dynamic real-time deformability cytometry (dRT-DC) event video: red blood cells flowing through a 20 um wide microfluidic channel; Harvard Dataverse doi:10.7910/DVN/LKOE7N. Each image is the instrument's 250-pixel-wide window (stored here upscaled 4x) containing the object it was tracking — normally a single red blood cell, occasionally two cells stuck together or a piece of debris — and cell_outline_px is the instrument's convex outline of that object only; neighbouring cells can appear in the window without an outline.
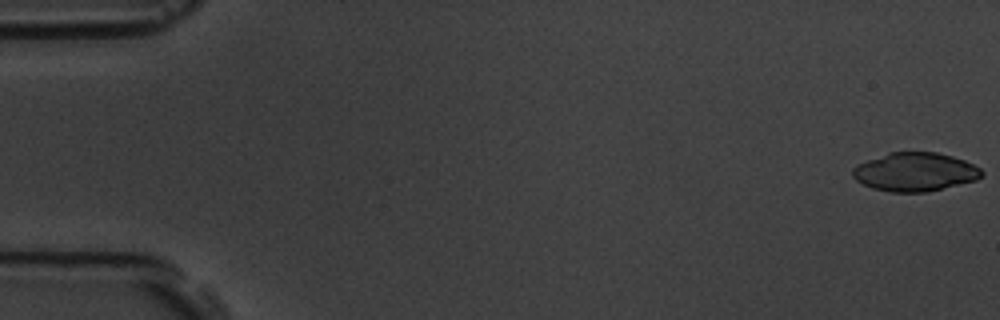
{"species": "common noctule bat (a hibernating species)", "species_latin": "Nyctalus noctula", "temperature_condition": "room temperature", "stored_images_in_passage": 52, "camera_frame_rate_fps": 3000, "um_per_image_px": 0.085, "animal": {"sex": "male", "body_mass_g": 19.5, "forearm_length_mm": 54.6}, "frame": {"image": 1, "passage_image": 1, "time_ms": 0.0, "image_size_px": [1000, 320], "cell_outline_px": [[984, 176], [976, 180], [928, 192], [888, 192], [872, 188], [856, 180], [852, 176], [852, 168], [856, 164], [888, 152], [936, 152], [952, 156], [964, 160], [980, 168], [984, 172]], "centroid_in_image_um": [77.76, 14.61], "position_along_channel_um": 7.2, "area_um2": 29.25}}